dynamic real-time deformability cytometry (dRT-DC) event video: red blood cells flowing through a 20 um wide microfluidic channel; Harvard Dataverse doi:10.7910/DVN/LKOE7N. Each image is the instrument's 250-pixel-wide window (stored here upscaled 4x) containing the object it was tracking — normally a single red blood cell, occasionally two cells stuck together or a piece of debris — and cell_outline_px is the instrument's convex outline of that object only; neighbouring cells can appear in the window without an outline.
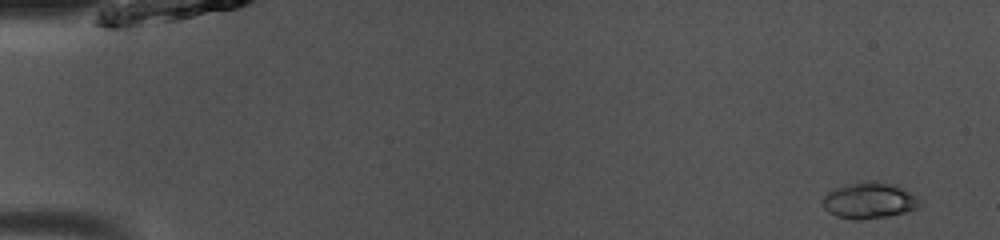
{"species": "common noctule bat (a hibernating species)", "species_latin": "Nyctalus noctula", "temperature_condition": "room temperature", "stored_images_in_passage": 49, "camera_frame_rate_fps": 3000, "um_per_image_px": 0.085, "animal": {"sex": "male", "body_mass_g": 13.0, "forearm_length_mm": 53.1}, "frame": {"image": 1, "passage_image": 3, "time_ms": 0.667, "image_size_px": [1000, 240], "cell_outline_px": [[924, 200], [916, 208], [904, 212], [888, 216], [860, 220], [852, 220], [836, 216], [828, 212], [824, 208], [820, 200], [828, 192], [836, 188], [852, 184], [872, 180], [876, 180], [896, 184], [904, 188]], "centroid_in_image_um": [73.91, 17.04], "position_along_channel_um": 11.1, "area_um2": 20.69}}
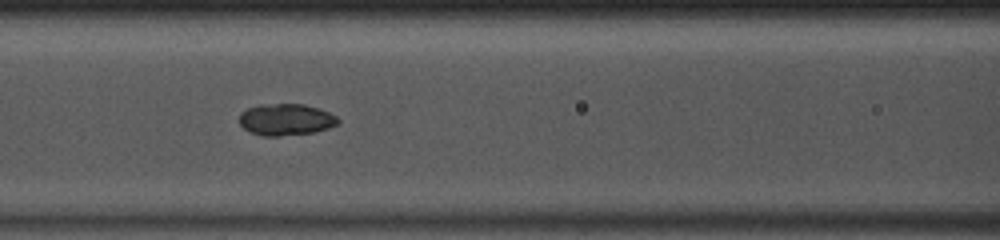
{"frame": {"image": 2, "passage_image": 22, "time_ms": 7.0, "image_size_px": [1000, 240], "cell_outline_px": [[340, 124], [328, 128], [312, 132], [280, 136], [264, 136], [252, 132], [244, 128], [240, 124], [240, 112], [248, 108], [260, 104], [304, 104], [328, 112], [336, 116], [340, 120]], "centroid_in_image_um": [24.31, 10.16], "position_along_channel_um": 142.3, "area_um2": 18.09}}
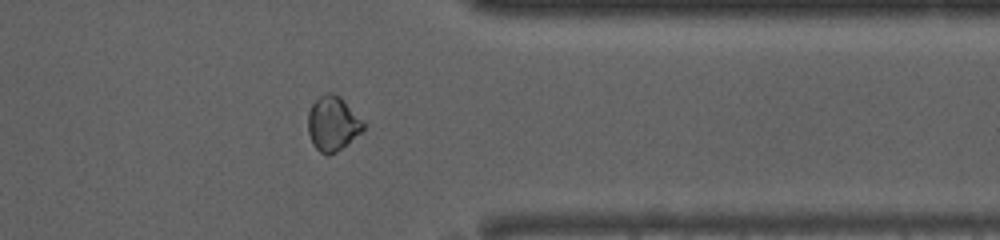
{"frame": {"image": 3, "passage_image": 40, "time_ms": 13.0, "image_size_px": [1000, 240], "cell_outline_px": [[364, 128], [360, 132], [336, 152], [328, 156], [320, 152], [312, 144], [308, 132], [308, 112], [312, 104], [320, 96], [328, 92], [336, 92], [340, 96], [364, 124]], "centroid_in_image_um": [28.23, 10.5], "position_along_channel_um": 383.2, "area_um2": 17.28}, "authors_computed_cell_mechanics": {"area_um2": 18.4382, "velocity_mm_per_s": 4.105, "shape_relaxation_time_tau1_ms": 7.8503, "shape_relaxation_time_tau2_ms": 2.2822, "deformation_change_tau1": 0.1701, "deformation_change_tau2": 0.05}}